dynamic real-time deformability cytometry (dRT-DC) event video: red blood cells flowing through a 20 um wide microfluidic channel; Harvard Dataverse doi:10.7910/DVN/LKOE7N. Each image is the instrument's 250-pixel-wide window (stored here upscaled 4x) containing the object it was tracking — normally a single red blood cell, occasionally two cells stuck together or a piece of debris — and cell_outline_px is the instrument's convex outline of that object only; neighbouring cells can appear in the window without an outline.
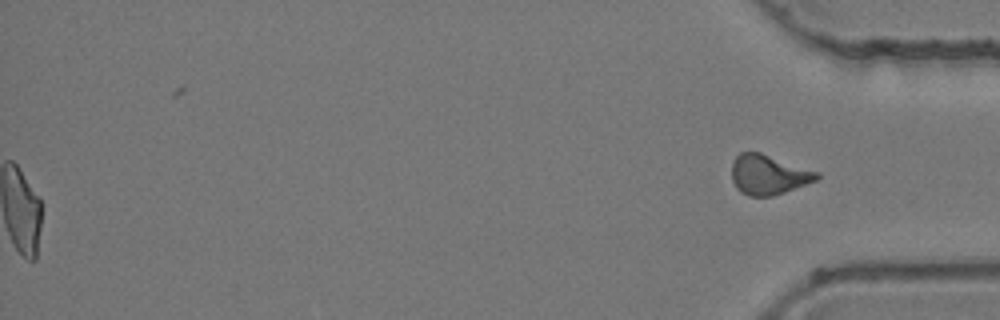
{"species": "common noctule bat (a hibernating species)", "species_latin": "Nyctalus noctula", "temperature_condition": "room temperature", "stored_images_in_passage": 40, "segment_of_instrument_passage": [2, 2], "camera_frame_rate_fps": 3000, "um_per_image_px": 0.085, "animal": {"sex": "female", "body_mass_g": 24.6, "forearm_length_mm": 56.2}, "frame": {"image": 1, "passage_image": 40, "time_ms": 13.0, "image_size_px": [1000, 320], "cell_outline_px": [[820, 176], [816, 180], [784, 192], [772, 196], [748, 196], [740, 192], [736, 188], [732, 180], [732, 160], [740, 152], [760, 152], [820, 172]], "centroid_in_image_um": [65.29, 14.84], "position_along_channel_um": 369.9, "area_um2": 19.77}}